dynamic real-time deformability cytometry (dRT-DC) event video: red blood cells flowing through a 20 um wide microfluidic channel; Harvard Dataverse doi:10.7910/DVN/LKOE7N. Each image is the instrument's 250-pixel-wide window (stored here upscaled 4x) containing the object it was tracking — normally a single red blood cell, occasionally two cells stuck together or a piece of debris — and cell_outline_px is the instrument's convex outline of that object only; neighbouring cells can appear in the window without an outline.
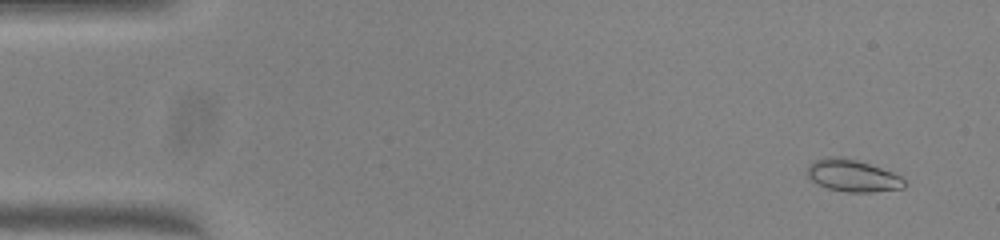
{"species": "common noctule bat (a hibernating species)", "species_latin": "Nyctalus noctula", "temperature_condition": "warm", "stored_images_in_passage": 53, "segment_of_instrument_passage": [1, 2], "camera_frame_rate_fps": 3000, "um_per_image_px": 0.085, "animal": {"sex": "female", "body_mass_g": 23.0, "forearm_length_mm": 53.4}, "frame": {"image": 1, "passage_image": 4, "time_ms": 1.0, "image_size_px": [1000, 240], "cell_outline_px": [[904, 188], [872, 192], [848, 192], [828, 188], [812, 180], [808, 176], [808, 164], [824, 156], [844, 156], [892, 172], [900, 176], [904, 180]], "centroid_in_image_um": [72.45, 14.91], "position_along_channel_um": 12.5, "area_um2": 17.98}}
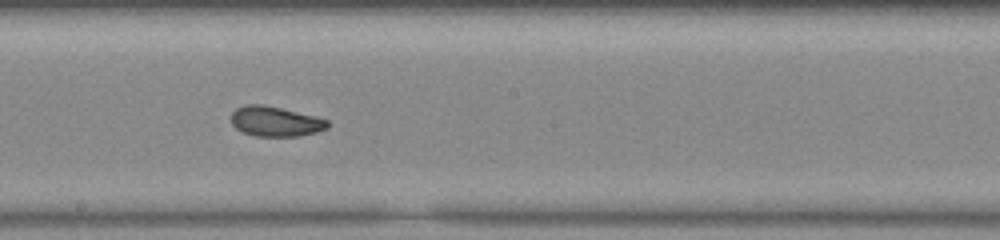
{"frame": {"image": 2, "passage_image": 29, "time_ms": 9.333, "image_size_px": [1000, 240], "cell_outline_px": [[328, 128], [316, 132], [296, 136], [256, 136], [244, 132], [236, 128], [232, 124], [232, 112], [236, 108], [244, 104], [260, 104], [280, 108], [316, 116], [328, 120]], "centroid_in_image_um": [23.4, 10.31], "position_along_channel_um": 224.8, "area_um2": 16.7}}
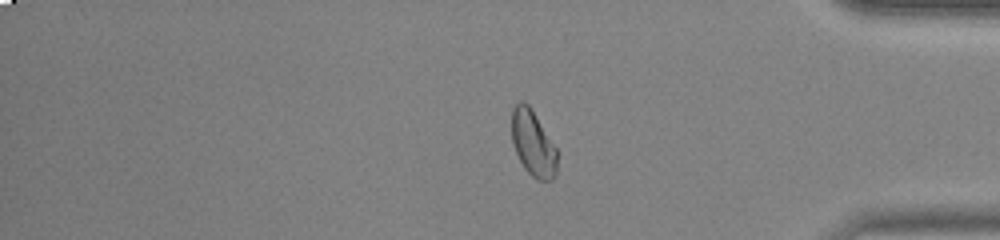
{"frame": {"image": 3, "passage_image": 43, "time_ms": 14.0, "image_size_px": [1000, 240], "cell_outline_px": [[556, 176], [552, 180], [536, 180], [524, 168], [512, 144], [512, 108], [520, 100], [524, 100], [528, 104], [556, 148]], "centroid_in_image_um": [45.29, 12.19], "position_along_channel_um": 389.9, "area_um2": 17.22}}